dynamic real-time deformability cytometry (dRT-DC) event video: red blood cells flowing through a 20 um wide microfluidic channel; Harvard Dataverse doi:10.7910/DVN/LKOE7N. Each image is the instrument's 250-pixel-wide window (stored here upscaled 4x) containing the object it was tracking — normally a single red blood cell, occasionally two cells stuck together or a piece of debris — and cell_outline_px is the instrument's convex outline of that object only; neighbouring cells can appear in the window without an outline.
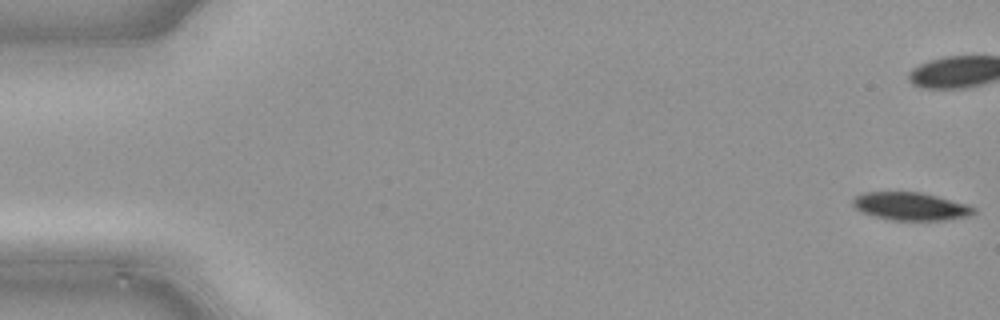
{"species": "common noctule bat (a hibernating species)", "species_latin": "Nyctalus noctula", "temperature_condition": "cold", "stored_images_in_passage": 13, "camera_frame_rate_fps": 3000, "um_per_image_px": 0.085, "animal": {"sex": "male", "body_mass_g": 21.5, "forearm_length_mm": 52.0}, "frame": {"image": 1, "passage_image": 1, "time_ms": 0.0, "image_size_px": [1000, 320], "cell_outline_px": [[976, 212], [968, 216], [940, 220], [892, 220], [876, 216], [864, 212], [856, 208], [852, 204], [852, 200], [856, 196], [864, 192], [920, 192], [968, 204], [976, 208]], "centroid_in_image_um": [77.42, 17.53], "position_along_channel_um": 7.6, "area_um2": 19.42}}